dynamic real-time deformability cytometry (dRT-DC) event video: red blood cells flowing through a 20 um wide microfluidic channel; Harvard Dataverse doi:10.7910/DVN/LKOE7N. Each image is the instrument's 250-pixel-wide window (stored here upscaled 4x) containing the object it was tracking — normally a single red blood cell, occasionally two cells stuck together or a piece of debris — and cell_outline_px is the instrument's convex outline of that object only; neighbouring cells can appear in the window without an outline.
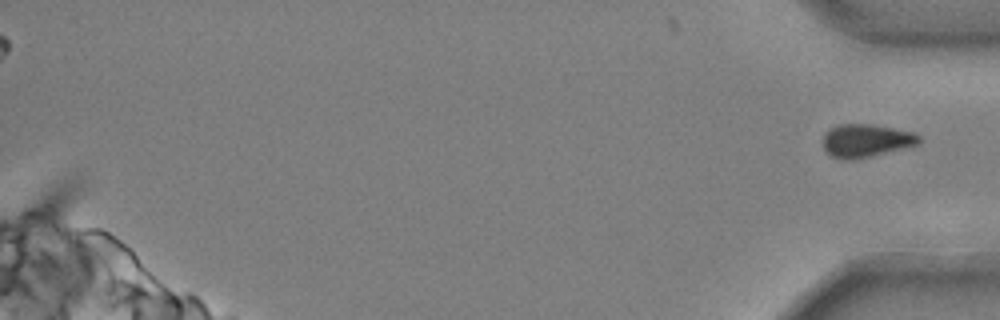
{"species": "common noctule bat (a hibernating species)", "species_latin": "Nyctalus noctula", "temperature_condition": "cold", "stored_images_in_passage": 37, "camera_frame_rate_fps": 3000, "um_per_image_px": 0.085, "animal": {"sex": "male", "body_mass_g": 20.4}, "frame": {"image": 1, "passage_image": 37, "time_ms": 12.0, "image_size_px": [1000, 320], "cell_outline_px": [[920, 144], [872, 156], [852, 160], [844, 160], [828, 156], [824, 152], [824, 132], [828, 128], [840, 124], [868, 124], [892, 128], [912, 132], [920, 136]], "centroid_in_image_um": [73.56, 11.97], "position_along_channel_um": 361.6, "area_um2": 18.67}}